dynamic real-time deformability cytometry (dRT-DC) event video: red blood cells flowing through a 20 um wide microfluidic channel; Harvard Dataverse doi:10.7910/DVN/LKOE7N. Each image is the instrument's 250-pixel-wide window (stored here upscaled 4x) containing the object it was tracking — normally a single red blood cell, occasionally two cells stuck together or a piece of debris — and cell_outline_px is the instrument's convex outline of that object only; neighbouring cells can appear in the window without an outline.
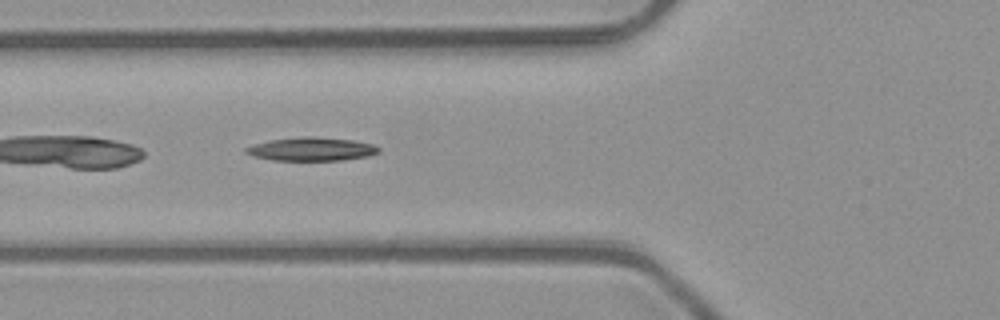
{"species": "common noctule bat (a hibernating species)", "species_latin": "Nyctalus noctula", "temperature_condition": "room temperature", "stored_images_in_passage": 5, "camera_frame_rate_fps": 3000, "um_per_image_px": 0.085, "animal": {"sex": "male", "body_mass_g": 23.1, "forearm_length_mm": 52.7}, "frame": {"image": 1, "passage_image": 5, "time_ms": 1.333, "image_size_px": [1000, 320], "cell_outline_px": [[380, 152], [368, 156], [344, 160], [272, 160], [252, 156], [244, 152], [244, 148], [256, 144], [272, 140], [304, 136], [312, 136], [352, 140], [372, 144], [380, 148]], "centroid_in_image_um": [26.49, 12.68], "position_along_channel_um": 99.3, "area_um2": 18.03}}